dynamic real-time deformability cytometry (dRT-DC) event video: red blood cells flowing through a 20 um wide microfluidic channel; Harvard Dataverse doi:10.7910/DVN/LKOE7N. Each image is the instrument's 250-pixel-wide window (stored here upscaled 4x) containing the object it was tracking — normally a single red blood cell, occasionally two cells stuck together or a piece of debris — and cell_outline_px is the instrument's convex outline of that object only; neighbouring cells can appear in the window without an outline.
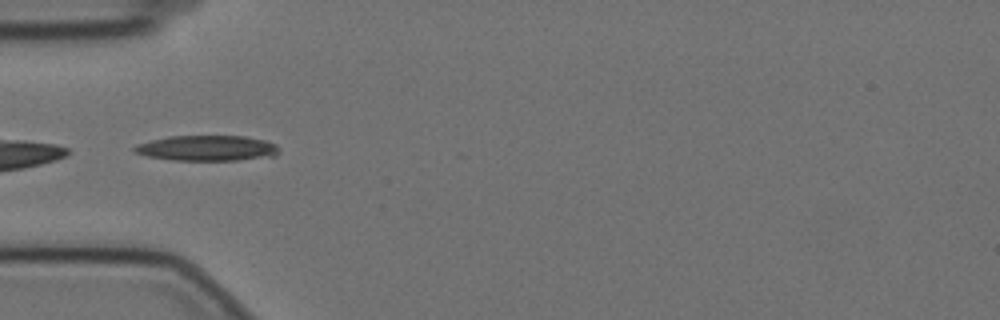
{"species": "Egyptian fruit bat (a non-hibernating species)", "species_latin": "Rousettus aegyptiacus", "temperature_condition": "cold", "stored_images_in_passage": 33, "camera_frame_rate_fps": 3000, "um_per_image_px": 0.085, "animal": {"sex": "female"}, "frame": {"image": 1, "passage_image": 1, "time_ms": 0.0, "image_size_px": [1000, 320], "cell_outline_px": [[280, 152], [276, 156], [236, 160], [172, 160], [148, 156], [132, 152], [132, 148], [136, 144], [168, 136], [244, 136], [264, 140], [276, 144], [280, 148]], "centroid_in_image_um": [17.61, 12.59], "position_along_channel_um": 67.4, "area_um2": 21.56}}
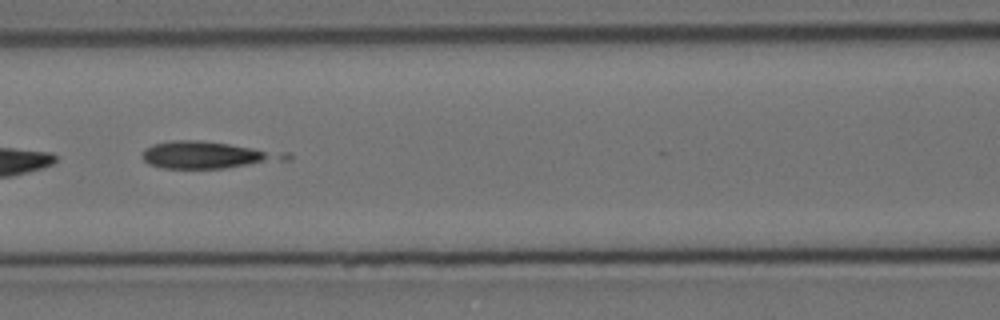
{"frame": {"image": 2, "passage_image": 8, "time_ms": 2.333, "image_size_px": [1000, 320], "cell_outline_px": [[292, 160], [224, 168], [160, 168], [148, 164], [144, 160], [144, 148], [152, 144], [172, 140], [200, 140], [292, 152]], "centroid_in_image_um": [17.76, 13.17], "position_along_channel_um": 148.8, "area_um2": 23.0}}
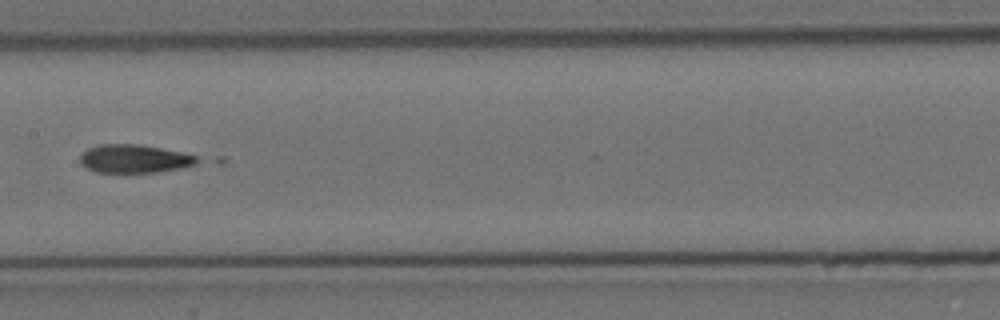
{"frame": {"image": 3, "passage_image": 12, "time_ms": 3.667, "image_size_px": [1000, 320], "cell_outline_px": [[228, 160], [224, 164], [156, 172], [96, 172], [80, 164], [80, 156], [88, 148], [100, 144], [136, 144], [228, 156]], "centroid_in_image_um": [12.29, 13.49], "position_along_channel_um": 195.1, "area_um2": 22.6}}